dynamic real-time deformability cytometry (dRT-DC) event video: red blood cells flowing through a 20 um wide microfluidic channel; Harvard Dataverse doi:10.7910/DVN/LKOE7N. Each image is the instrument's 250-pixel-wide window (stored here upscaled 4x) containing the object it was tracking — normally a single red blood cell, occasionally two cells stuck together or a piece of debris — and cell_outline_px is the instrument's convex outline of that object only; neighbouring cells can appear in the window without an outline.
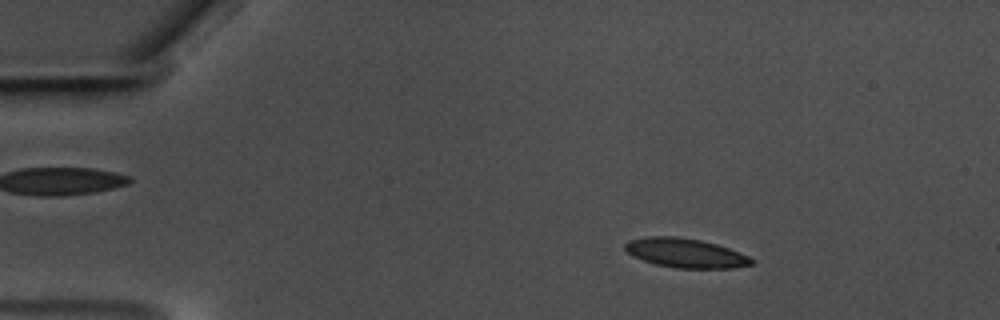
{"species": "common noctule bat (a hibernating species)", "species_latin": "Nyctalus noctula", "temperature_condition": "warm", "stored_images_in_passage": 58, "camera_frame_rate_fps": 3000, "um_per_image_px": 0.085, "animal": {"sex": "male", "body_mass_g": 17.5, "forearm_length_mm": 52.3}, "frame": {"image": 1, "passage_image": 9, "time_ms": 2.667, "image_size_px": [1000, 320], "cell_outline_px": [[756, 260], [752, 264], [732, 268], [676, 268], [656, 264], [632, 256], [624, 248], [624, 244], [628, 240], [648, 236], [676, 236], [700, 240], [716, 244], [728, 248], [748, 256]], "centroid_in_image_um": [58.25, 21.5], "position_along_channel_um": 26.8, "area_um2": 21.5}}
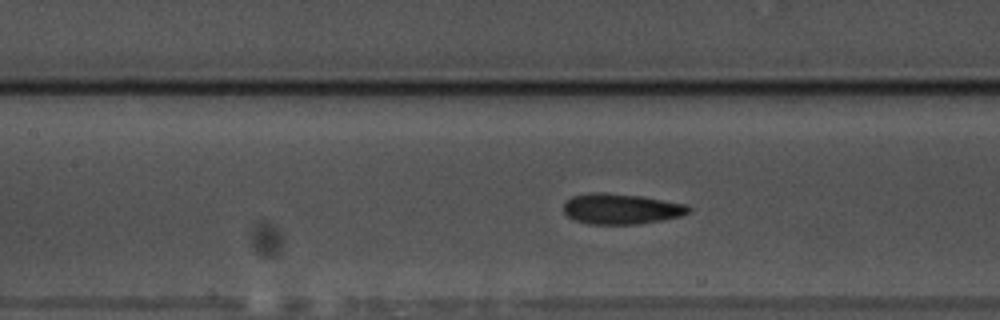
{"frame": {"image": 2, "passage_image": 26, "time_ms": 8.333, "image_size_px": [1000, 320], "cell_outline_px": [[692, 208], [688, 212], [680, 216], [640, 224], [588, 224], [576, 220], [568, 216], [564, 212], [564, 204], [572, 196], [588, 192], [604, 192], [640, 196], [684, 204]], "centroid_in_image_um": [52.76, 17.75], "position_along_channel_um": 154.6, "area_um2": 22.08}}
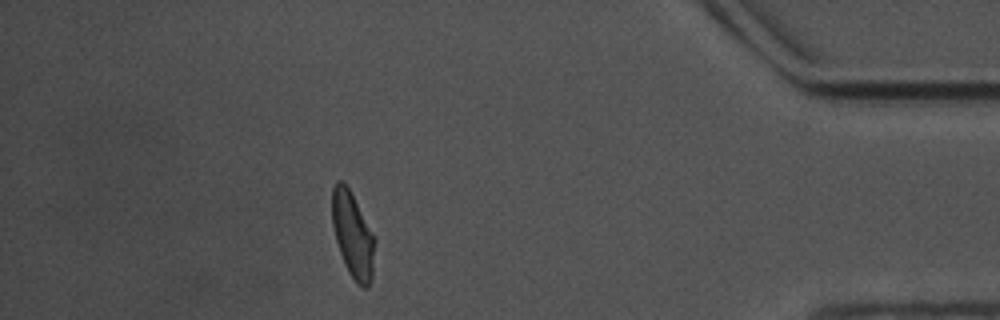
{"frame": {"image": 3, "passage_image": 51, "time_ms": 16.667, "image_size_px": [1000, 320], "cell_outline_px": [[376, 240], [372, 276], [368, 288], [364, 288], [356, 284], [348, 272], [344, 264], [336, 240], [332, 224], [332, 188], [336, 180], [340, 180], [348, 188]], "centroid_in_image_um": [29.98, 20.03], "position_along_channel_um": 405.2, "area_um2": 21.1}, "authors_computed_cell_mechanics": {"area_um2": 21.4727, "velocity_mm_per_s": 3.5375, "shape_relaxation_time_tau1_ms": 3.6779, "shape_relaxation_time_tau2_ms": 1.7264, "deformation_change_tau1": 0.1074, "deformation_change_tau2": 0.0771}}